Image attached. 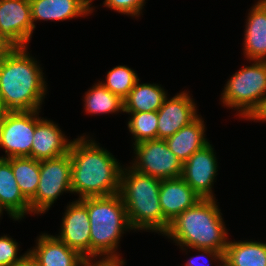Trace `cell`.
I'll return each mask as SVG.
<instances>
[{
  "label": "cell",
  "instance_id": "6da1fadb",
  "mask_svg": "<svg viewBox=\"0 0 266 266\" xmlns=\"http://www.w3.org/2000/svg\"><path fill=\"white\" fill-rule=\"evenodd\" d=\"M69 154L71 189L79 199L119 193L122 166L108 150L80 136L72 141Z\"/></svg>",
  "mask_w": 266,
  "mask_h": 266
},
{
  "label": "cell",
  "instance_id": "7a4b0ae2",
  "mask_svg": "<svg viewBox=\"0 0 266 266\" xmlns=\"http://www.w3.org/2000/svg\"><path fill=\"white\" fill-rule=\"evenodd\" d=\"M26 47L0 61V98L7 112L40 110L47 92L41 67Z\"/></svg>",
  "mask_w": 266,
  "mask_h": 266
},
{
  "label": "cell",
  "instance_id": "3957f363",
  "mask_svg": "<svg viewBox=\"0 0 266 266\" xmlns=\"http://www.w3.org/2000/svg\"><path fill=\"white\" fill-rule=\"evenodd\" d=\"M214 199H201L170 222L163 234L180 247L213 249L224 253L228 233Z\"/></svg>",
  "mask_w": 266,
  "mask_h": 266
},
{
  "label": "cell",
  "instance_id": "277c9868",
  "mask_svg": "<svg viewBox=\"0 0 266 266\" xmlns=\"http://www.w3.org/2000/svg\"><path fill=\"white\" fill-rule=\"evenodd\" d=\"M161 179L142 174L131 166L122 168L119 195L132 230H151L164 234L170 222L160 207Z\"/></svg>",
  "mask_w": 266,
  "mask_h": 266
},
{
  "label": "cell",
  "instance_id": "5b68a950",
  "mask_svg": "<svg viewBox=\"0 0 266 266\" xmlns=\"http://www.w3.org/2000/svg\"><path fill=\"white\" fill-rule=\"evenodd\" d=\"M87 207L90 220V260L121 259L116 252L124 231L132 230L127 211L118 193L80 199Z\"/></svg>",
  "mask_w": 266,
  "mask_h": 266
},
{
  "label": "cell",
  "instance_id": "8992f818",
  "mask_svg": "<svg viewBox=\"0 0 266 266\" xmlns=\"http://www.w3.org/2000/svg\"><path fill=\"white\" fill-rule=\"evenodd\" d=\"M253 61L232 75L221 94L224 105L236 109L239 117L247 119L266 97V61Z\"/></svg>",
  "mask_w": 266,
  "mask_h": 266
},
{
  "label": "cell",
  "instance_id": "52a82bcc",
  "mask_svg": "<svg viewBox=\"0 0 266 266\" xmlns=\"http://www.w3.org/2000/svg\"><path fill=\"white\" fill-rule=\"evenodd\" d=\"M71 192V159L67 153L54 159L40 160V179L31 212L44 214L63 192Z\"/></svg>",
  "mask_w": 266,
  "mask_h": 266
},
{
  "label": "cell",
  "instance_id": "ba28073f",
  "mask_svg": "<svg viewBox=\"0 0 266 266\" xmlns=\"http://www.w3.org/2000/svg\"><path fill=\"white\" fill-rule=\"evenodd\" d=\"M135 158L132 168L155 178H179L183 163L169 149L165 139L146 140L133 146Z\"/></svg>",
  "mask_w": 266,
  "mask_h": 266
},
{
  "label": "cell",
  "instance_id": "9c48e42d",
  "mask_svg": "<svg viewBox=\"0 0 266 266\" xmlns=\"http://www.w3.org/2000/svg\"><path fill=\"white\" fill-rule=\"evenodd\" d=\"M35 126L36 110L6 112L0 122V147L6 155L0 158L31 157Z\"/></svg>",
  "mask_w": 266,
  "mask_h": 266
},
{
  "label": "cell",
  "instance_id": "30bf717a",
  "mask_svg": "<svg viewBox=\"0 0 266 266\" xmlns=\"http://www.w3.org/2000/svg\"><path fill=\"white\" fill-rule=\"evenodd\" d=\"M34 27L29 0H0V34L14 47H28Z\"/></svg>",
  "mask_w": 266,
  "mask_h": 266
},
{
  "label": "cell",
  "instance_id": "8fae6325",
  "mask_svg": "<svg viewBox=\"0 0 266 266\" xmlns=\"http://www.w3.org/2000/svg\"><path fill=\"white\" fill-rule=\"evenodd\" d=\"M212 144L193 153L182 166L181 178L202 198L214 199L213 182L218 171V162Z\"/></svg>",
  "mask_w": 266,
  "mask_h": 266
},
{
  "label": "cell",
  "instance_id": "7c38bea8",
  "mask_svg": "<svg viewBox=\"0 0 266 266\" xmlns=\"http://www.w3.org/2000/svg\"><path fill=\"white\" fill-rule=\"evenodd\" d=\"M56 237L90 260V220L87 207L80 199L68 205L62 218L60 235Z\"/></svg>",
  "mask_w": 266,
  "mask_h": 266
},
{
  "label": "cell",
  "instance_id": "4fadbf2b",
  "mask_svg": "<svg viewBox=\"0 0 266 266\" xmlns=\"http://www.w3.org/2000/svg\"><path fill=\"white\" fill-rule=\"evenodd\" d=\"M194 103L191 96L185 91L171 99L167 97L157 111V139H166L192 122L198 116Z\"/></svg>",
  "mask_w": 266,
  "mask_h": 266
},
{
  "label": "cell",
  "instance_id": "5bb4252c",
  "mask_svg": "<svg viewBox=\"0 0 266 266\" xmlns=\"http://www.w3.org/2000/svg\"><path fill=\"white\" fill-rule=\"evenodd\" d=\"M36 110V126L31 147V158L35 160L54 159L69 153L72 141L62 133L51 120L39 118Z\"/></svg>",
  "mask_w": 266,
  "mask_h": 266
},
{
  "label": "cell",
  "instance_id": "9a60e30c",
  "mask_svg": "<svg viewBox=\"0 0 266 266\" xmlns=\"http://www.w3.org/2000/svg\"><path fill=\"white\" fill-rule=\"evenodd\" d=\"M201 199L181 177L161 180L160 207L169 222Z\"/></svg>",
  "mask_w": 266,
  "mask_h": 266
},
{
  "label": "cell",
  "instance_id": "2e32d148",
  "mask_svg": "<svg viewBox=\"0 0 266 266\" xmlns=\"http://www.w3.org/2000/svg\"><path fill=\"white\" fill-rule=\"evenodd\" d=\"M37 246L29 250L38 266H82L86 261L76 250L69 248L56 236L43 233Z\"/></svg>",
  "mask_w": 266,
  "mask_h": 266
},
{
  "label": "cell",
  "instance_id": "e0dca14e",
  "mask_svg": "<svg viewBox=\"0 0 266 266\" xmlns=\"http://www.w3.org/2000/svg\"><path fill=\"white\" fill-rule=\"evenodd\" d=\"M93 0H29L31 19L35 29L37 20L63 21L82 17L92 12Z\"/></svg>",
  "mask_w": 266,
  "mask_h": 266
},
{
  "label": "cell",
  "instance_id": "ac0fdd59",
  "mask_svg": "<svg viewBox=\"0 0 266 266\" xmlns=\"http://www.w3.org/2000/svg\"><path fill=\"white\" fill-rule=\"evenodd\" d=\"M0 208L14 220L30 214V202L23 196L12 172L11 158H0Z\"/></svg>",
  "mask_w": 266,
  "mask_h": 266
},
{
  "label": "cell",
  "instance_id": "d6986e66",
  "mask_svg": "<svg viewBox=\"0 0 266 266\" xmlns=\"http://www.w3.org/2000/svg\"><path fill=\"white\" fill-rule=\"evenodd\" d=\"M244 55L250 61H266V4L252 6L246 21Z\"/></svg>",
  "mask_w": 266,
  "mask_h": 266
},
{
  "label": "cell",
  "instance_id": "ffe728a7",
  "mask_svg": "<svg viewBox=\"0 0 266 266\" xmlns=\"http://www.w3.org/2000/svg\"><path fill=\"white\" fill-rule=\"evenodd\" d=\"M205 128L204 121L197 116L165 141L169 149L184 163L193 153L209 144L205 137Z\"/></svg>",
  "mask_w": 266,
  "mask_h": 266
},
{
  "label": "cell",
  "instance_id": "44dd1931",
  "mask_svg": "<svg viewBox=\"0 0 266 266\" xmlns=\"http://www.w3.org/2000/svg\"><path fill=\"white\" fill-rule=\"evenodd\" d=\"M158 84L141 83L139 80L123 100L124 112L139 113L158 111L167 98V93Z\"/></svg>",
  "mask_w": 266,
  "mask_h": 266
},
{
  "label": "cell",
  "instance_id": "7402d4cb",
  "mask_svg": "<svg viewBox=\"0 0 266 266\" xmlns=\"http://www.w3.org/2000/svg\"><path fill=\"white\" fill-rule=\"evenodd\" d=\"M224 263L227 266H266V243L228 241Z\"/></svg>",
  "mask_w": 266,
  "mask_h": 266
},
{
  "label": "cell",
  "instance_id": "603a6c76",
  "mask_svg": "<svg viewBox=\"0 0 266 266\" xmlns=\"http://www.w3.org/2000/svg\"><path fill=\"white\" fill-rule=\"evenodd\" d=\"M12 172L23 196L30 202L40 179V160L31 157H11Z\"/></svg>",
  "mask_w": 266,
  "mask_h": 266
},
{
  "label": "cell",
  "instance_id": "cb8c5ba5",
  "mask_svg": "<svg viewBox=\"0 0 266 266\" xmlns=\"http://www.w3.org/2000/svg\"><path fill=\"white\" fill-rule=\"evenodd\" d=\"M84 103L85 112L92 115L124 112V101L111 93L100 81L85 93Z\"/></svg>",
  "mask_w": 266,
  "mask_h": 266
},
{
  "label": "cell",
  "instance_id": "d4e9b609",
  "mask_svg": "<svg viewBox=\"0 0 266 266\" xmlns=\"http://www.w3.org/2000/svg\"><path fill=\"white\" fill-rule=\"evenodd\" d=\"M131 114L128 121L129 132L133 135L134 144L157 139L158 129V112H139V113H128Z\"/></svg>",
  "mask_w": 266,
  "mask_h": 266
},
{
  "label": "cell",
  "instance_id": "484cf974",
  "mask_svg": "<svg viewBox=\"0 0 266 266\" xmlns=\"http://www.w3.org/2000/svg\"><path fill=\"white\" fill-rule=\"evenodd\" d=\"M139 80L138 75L131 68L119 65L112 68L106 76V82H100L111 93L124 100L130 93L135 83Z\"/></svg>",
  "mask_w": 266,
  "mask_h": 266
},
{
  "label": "cell",
  "instance_id": "4316f807",
  "mask_svg": "<svg viewBox=\"0 0 266 266\" xmlns=\"http://www.w3.org/2000/svg\"><path fill=\"white\" fill-rule=\"evenodd\" d=\"M18 242L14 241L10 236L7 235L0 237V266H12L16 262L21 261L28 253L22 256L18 254Z\"/></svg>",
  "mask_w": 266,
  "mask_h": 266
},
{
  "label": "cell",
  "instance_id": "83f0119b",
  "mask_svg": "<svg viewBox=\"0 0 266 266\" xmlns=\"http://www.w3.org/2000/svg\"><path fill=\"white\" fill-rule=\"evenodd\" d=\"M144 3L146 4L145 0H105L103 2L104 6L132 17L142 13Z\"/></svg>",
  "mask_w": 266,
  "mask_h": 266
},
{
  "label": "cell",
  "instance_id": "f1b7e54d",
  "mask_svg": "<svg viewBox=\"0 0 266 266\" xmlns=\"http://www.w3.org/2000/svg\"><path fill=\"white\" fill-rule=\"evenodd\" d=\"M199 252H202L201 255H198L197 257H192L190 258L187 263L185 264V266H209L211 263V259L215 260L217 262H219V264H223L224 263V253L213 250V249H196ZM205 255V256H204ZM211 257L210 260L205 257ZM202 258V259H201ZM207 260V261H206ZM209 261V262H208ZM221 262V263H220ZM201 263V265L199 264Z\"/></svg>",
  "mask_w": 266,
  "mask_h": 266
},
{
  "label": "cell",
  "instance_id": "f546056e",
  "mask_svg": "<svg viewBox=\"0 0 266 266\" xmlns=\"http://www.w3.org/2000/svg\"><path fill=\"white\" fill-rule=\"evenodd\" d=\"M92 260H86L82 266H124L125 265V262L124 260L122 259H118V260H104V259H101V260H98V261H93Z\"/></svg>",
  "mask_w": 266,
  "mask_h": 266
},
{
  "label": "cell",
  "instance_id": "4dcf8cb0",
  "mask_svg": "<svg viewBox=\"0 0 266 266\" xmlns=\"http://www.w3.org/2000/svg\"><path fill=\"white\" fill-rule=\"evenodd\" d=\"M15 47L0 34V61L3 60Z\"/></svg>",
  "mask_w": 266,
  "mask_h": 266
},
{
  "label": "cell",
  "instance_id": "1f68e13d",
  "mask_svg": "<svg viewBox=\"0 0 266 266\" xmlns=\"http://www.w3.org/2000/svg\"><path fill=\"white\" fill-rule=\"evenodd\" d=\"M12 266H38L36 260L28 253L21 261Z\"/></svg>",
  "mask_w": 266,
  "mask_h": 266
},
{
  "label": "cell",
  "instance_id": "d6a6232c",
  "mask_svg": "<svg viewBox=\"0 0 266 266\" xmlns=\"http://www.w3.org/2000/svg\"><path fill=\"white\" fill-rule=\"evenodd\" d=\"M7 111L4 109L3 105H2V102H1V98H0V122L1 120L3 119L4 117V114L6 113Z\"/></svg>",
  "mask_w": 266,
  "mask_h": 266
},
{
  "label": "cell",
  "instance_id": "836d02e7",
  "mask_svg": "<svg viewBox=\"0 0 266 266\" xmlns=\"http://www.w3.org/2000/svg\"><path fill=\"white\" fill-rule=\"evenodd\" d=\"M260 2L266 4V0H259Z\"/></svg>",
  "mask_w": 266,
  "mask_h": 266
},
{
  "label": "cell",
  "instance_id": "e575fe53",
  "mask_svg": "<svg viewBox=\"0 0 266 266\" xmlns=\"http://www.w3.org/2000/svg\"><path fill=\"white\" fill-rule=\"evenodd\" d=\"M1 214H3V210L0 208V217H1Z\"/></svg>",
  "mask_w": 266,
  "mask_h": 266
}]
</instances>
